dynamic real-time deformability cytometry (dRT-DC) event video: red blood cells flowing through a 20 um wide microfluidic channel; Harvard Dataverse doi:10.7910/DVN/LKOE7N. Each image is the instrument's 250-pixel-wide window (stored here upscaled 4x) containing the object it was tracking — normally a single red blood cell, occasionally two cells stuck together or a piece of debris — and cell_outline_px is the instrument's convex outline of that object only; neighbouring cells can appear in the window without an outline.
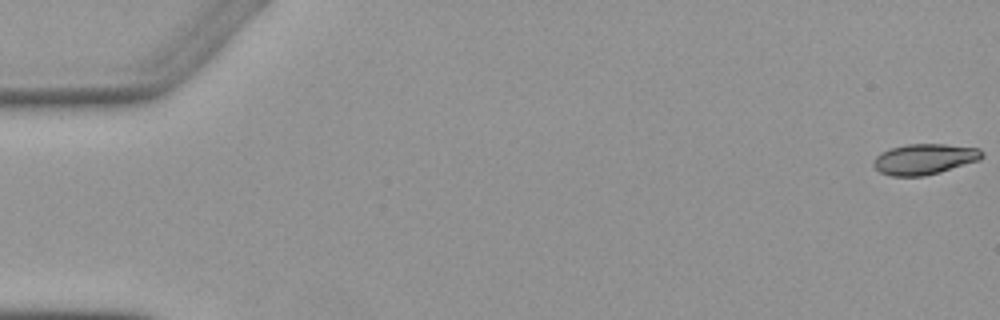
{"species": "Egyptian fruit bat (a non-hibernating species)", "species_latin": "Rousettus aegyptiacus", "temperature_condition": "warm", "stored_images_in_passage": 5, "camera_frame_rate_fps": 3000, "um_per_image_px": 0.085, "animal": {"sex": "female"}, "frame": {"image": 1, "passage_image": 1, "time_ms": 0.0, "image_size_px": [1000, 320], "cell_outline_px": [[984, 156], [980, 160], [940, 172], [924, 176], [892, 176], [880, 172], [872, 164], [876, 156], [880, 152], [892, 148], [908, 144], [944, 144], [980, 148], [984, 152]], "centroid_in_image_um": [78.6, 13.52], "position_along_channel_um": 6.4, "area_um2": 19.42}}
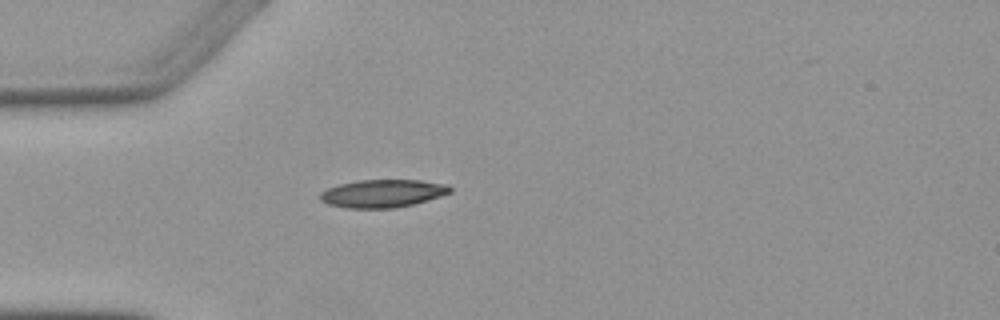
{"frame": {"image": 2, "passage_image": 5, "time_ms": 5.0, "image_size_px": [1000, 320], "cell_outline_px": [[452, 192], [440, 196], [412, 204], [396, 208], [344, 208], [328, 204], [320, 200], [320, 192], [328, 188], [340, 184], [360, 180], [420, 180], [448, 184], [452, 188]], "centroid_in_image_um": [32.53, 16.44], "position_along_channel_um": 52.5, "area_um2": 21.1}}